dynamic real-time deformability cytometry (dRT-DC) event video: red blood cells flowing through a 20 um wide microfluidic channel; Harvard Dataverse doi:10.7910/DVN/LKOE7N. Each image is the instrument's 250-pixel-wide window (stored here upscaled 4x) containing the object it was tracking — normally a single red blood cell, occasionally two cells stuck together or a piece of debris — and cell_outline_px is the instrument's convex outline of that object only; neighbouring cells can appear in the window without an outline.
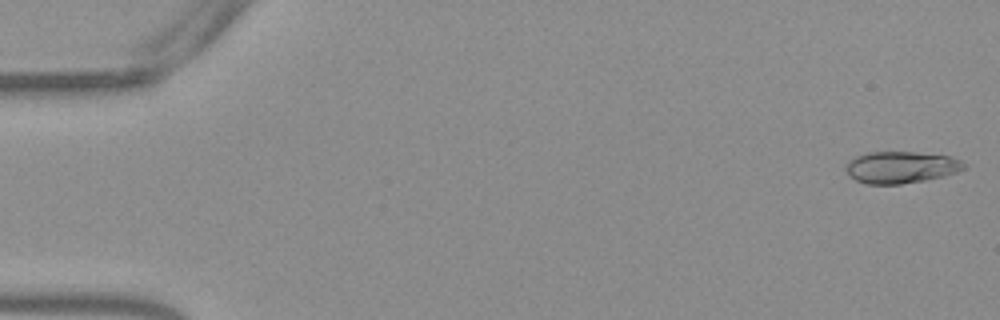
{"species": "Egyptian fruit bat (a non-hibernating species)", "species_latin": "Rousettus aegyptiacus", "temperature_condition": "warm", "stored_images_in_passage": 53, "camera_frame_rate_fps": 3000, "um_per_image_px": 0.085, "frame": {"image": 1, "passage_image": 1, "time_ms": 0.0, "image_size_px": [1000, 320], "cell_outline_px": [[968, 168], [944, 176], [924, 180], [900, 184], [864, 184], [848, 176], [848, 164], [856, 156], [868, 152], [912, 152], [952, 156], [960, 160]], "centroid_in_image_um": [76.62, 14.22], "position_along_channel_um": 8.4, "area_um2": 21.73}}
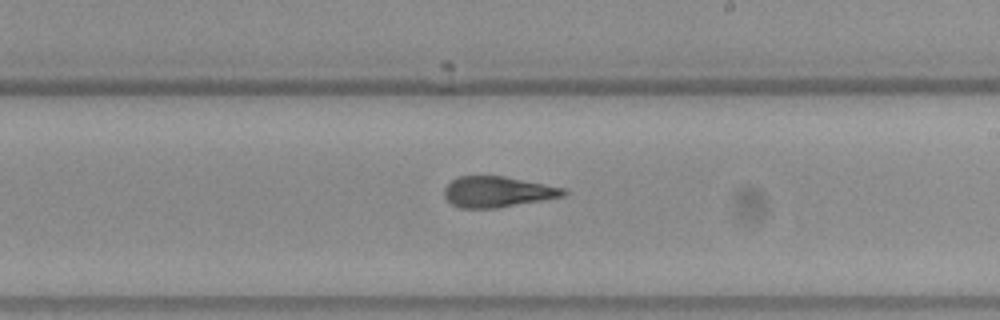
{"frame": {"image": 2, "passage_image": 31, "time_ms": 10.0, "image_size_px": [1000, 320], "cell_outline_px": [[568, 192], [564, 196], [496, 208], [460, 208], [452, 204], [444, 196], [444, 188], [452, 180], [460, 176], [504, 176], [564, 188]], "centroid_in_image_um": [42.26, 16.3], "position_along_channel_um": 246.7, "area_um2": 21.15}}
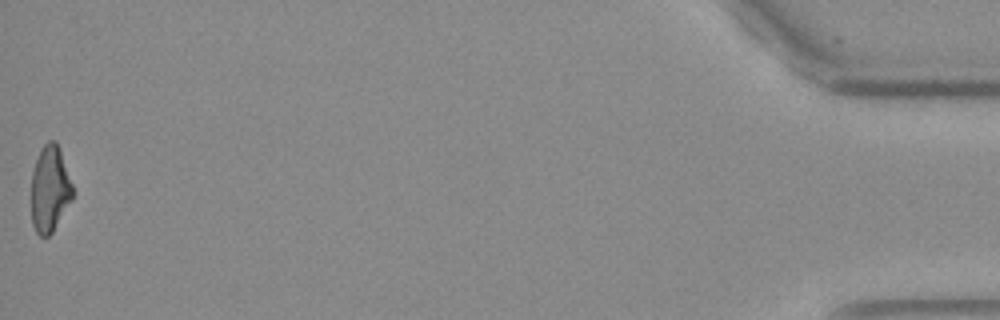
{"frame": {"image": 3, "passage_image": 53, "time_ms": 17.333, "image_size_px": [1000, 320], "cell_outline_px": [[76, 192], [72, 200], [52, 232], [48, 236], [40, 236], [36, 232], [32, 224], [32, 172], [40, 148], [48, 140], [56, 140], [60, 148]], "centroid_in_image_um": [4.27, 16.03], "position_along_channel_um": 430.9, "area_um2": 21.15}, "authors_computed_cell_mechanics": {"area_um2": 21.8484, "velocity_mm_per_s": 3.8372, "shape_relaxation_time_tau1_ms": null, "shape_relaxation_time_tau2_ms": 2.2679, "deformation_change_tau1": null, "deformation_change_tau2": 0.0819}}